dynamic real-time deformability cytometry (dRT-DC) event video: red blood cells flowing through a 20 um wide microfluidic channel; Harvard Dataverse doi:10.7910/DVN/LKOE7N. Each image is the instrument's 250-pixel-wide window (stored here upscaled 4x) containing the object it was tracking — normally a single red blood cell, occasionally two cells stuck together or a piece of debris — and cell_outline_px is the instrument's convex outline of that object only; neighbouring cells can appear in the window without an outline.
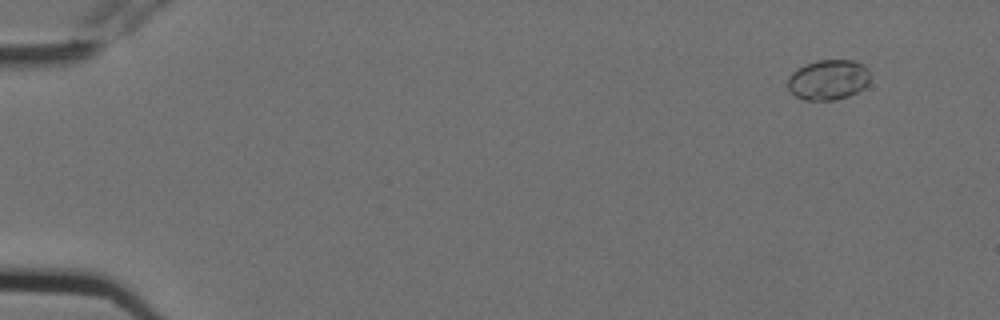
{"species": "Egyptian fruit bat (a non-hibernating species)", "species_latin": "Rousettus aegyptiacus", "temperature_condition": "cold", "stored_images_in_passage": 6, "camera_frame_rate_fps": 3000, "um_per_image_px": 0.085, "animal": {"sex": "female"}, "frame": {"image": 1, "passage_image": 2, "time_ms": 0.333, "image_size_px": [1000, 320], "cell_outline_px": [[868, 84], [864, 88], [848, 96], [836, 100], [804, 100], [796, 96], [788, 88], [788, 76], [792, 72], [804, 64], [816, 60], [852, 60], [864, 64], [868, 68]], "centroid_in_image_um": [70.39, 6.77], "position_along_channel_um": 14.6, "area_um2": 19.42}}